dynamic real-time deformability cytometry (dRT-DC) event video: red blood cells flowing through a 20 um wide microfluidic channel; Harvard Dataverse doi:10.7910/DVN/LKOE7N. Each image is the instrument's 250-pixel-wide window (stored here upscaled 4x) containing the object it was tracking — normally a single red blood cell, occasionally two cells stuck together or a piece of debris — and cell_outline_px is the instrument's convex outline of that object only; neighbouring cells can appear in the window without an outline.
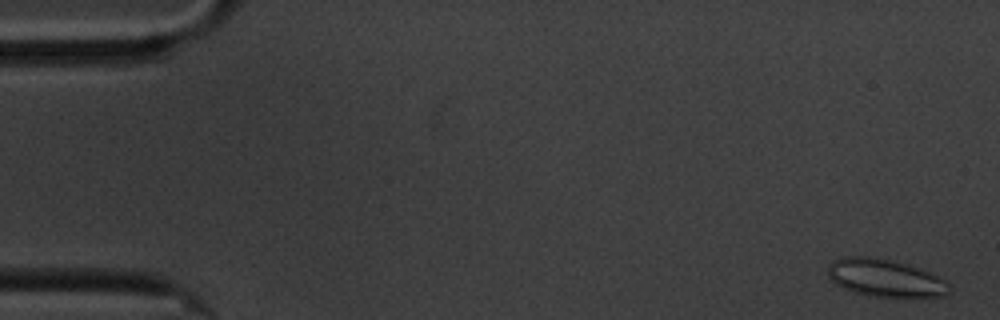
{"species": "common noctule bat (a hibernating species)", "species_latin": "Nyctalus noctula", "temperature_condition": "cold", "stored_images_in_passage": 6, "camera_frame_rate_fps": 3000, "um_per_image_px": 0.085, "animal": {"sex": "male", "body_mass_g": 20.1, "forearm_length_mm": 53.5}, "frame": {"image": 1, "passage_image": 1, "time_ms": 0.0, "image_size_px": [1000, 320], "cell_outline_px": [[948, 292], [944, 296], [868, 296], [844, 288], [836, 284], [828, 276], [828, 264], [832, 260], [844, 256], [868, 256], [892, 260], [920, 268], [944, 280], [948, 284]], "centroid_in_image_um": [75.17, 23.6], "position_along_channel_um": 9.8, "area_um2": 26.24}}
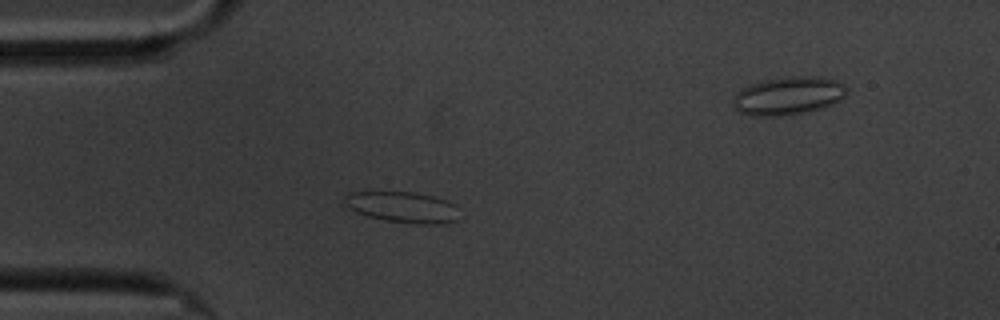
{"frame": {"image": 2, "passage_image": 5, "time_ms": 4.667, "image_size_px": [1000, 320], "cell_outline_px": [[456, 220], [444, 224], [412, 224], [384, 220], [368, 216], [356, 212], [344, 204], [344, 196], [348, 192], [416, 192], [432, 196], [456, 204]], "centroid_in_image_um": [34.2, 17.61], "position_along_channel_um": 50.8, "area_um2": 20.69}}